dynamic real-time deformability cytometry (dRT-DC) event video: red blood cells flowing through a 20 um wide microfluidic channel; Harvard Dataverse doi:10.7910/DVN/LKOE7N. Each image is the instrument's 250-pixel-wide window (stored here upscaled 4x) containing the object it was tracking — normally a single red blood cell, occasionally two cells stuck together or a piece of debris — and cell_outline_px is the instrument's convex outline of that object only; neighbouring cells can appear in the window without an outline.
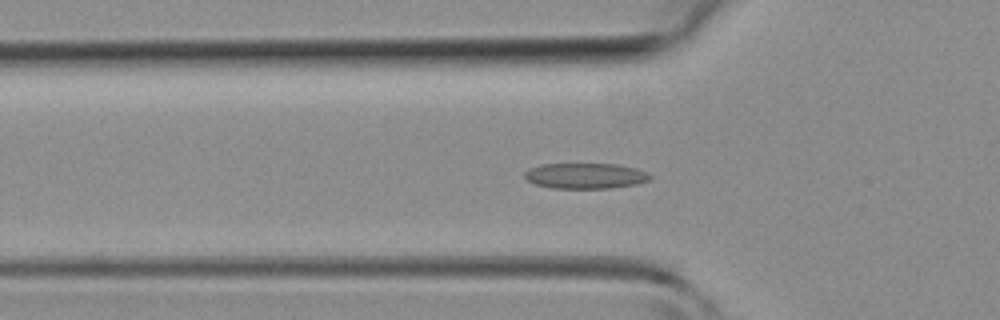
{"species": "common noctule bat (a hibernating species)", "species_latin": "Nyctalus noctula", "temperature_condition": "room temperature", "stored_images_in_passage": 35, "camera_frame_rate_fps": 3000, "um_per_image_px": 0.085, "animal": {"sex": "female", "body_mass_g": 19.3, "forearm_length_mm": 54.1}, "frame": {"image": 1, "passage_image": 9, "time_ms": 2.667, "image_size_px": [1000, 320], "cell_outline_px": [[652, 176], [648, 180], [636, 184], [612, 188], [552, 188], [536, 184], [524, 180], [524, 172], [528, 168], [540, 164], [616, 164], [636, 168], [648, 172]], "centroid_in_image_um": [49.72, 14.94], "position_along_channel_um": 76.1, "area_um2": 18.84}}
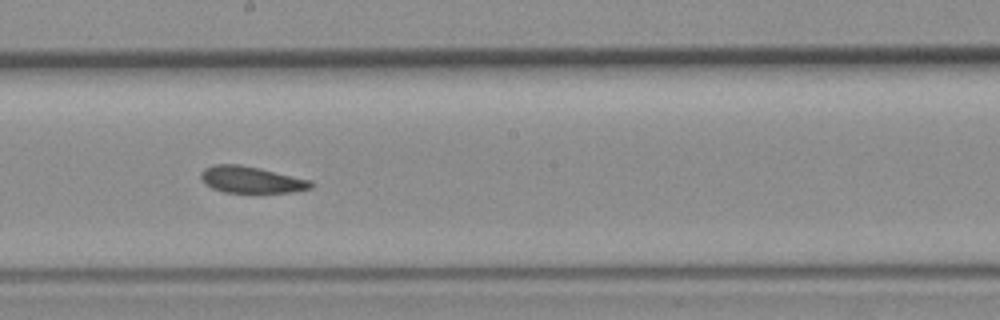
{"frame": {"image": 2, "passage_image": 19, "time_ms": 6.0, "image_size_px": [1000, 320], "cell_outline_px": [[312, 188], [292, 192], [224, 192], [212, 188], [204, 184], [200, 176], [200, 172], [204, 168], [216, 164], [240, 164], [260, 168], [312, 180]], "centroid_in_image_um": [21.34, 15.26], "position_along_channel_um": 226.9, "area_um2": 17.11}}
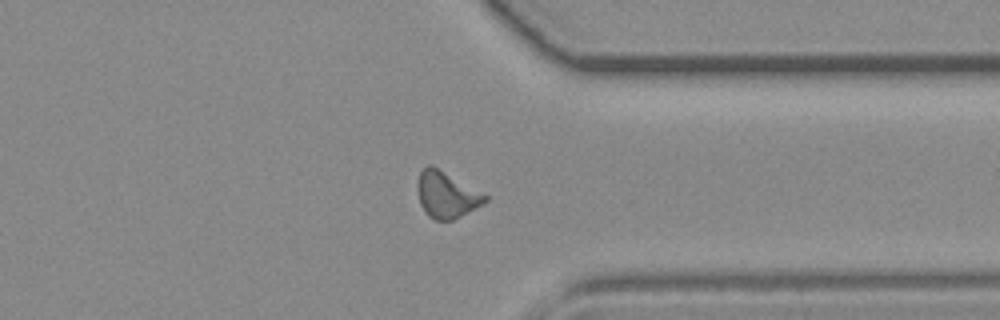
{"frame": {"image": 3, "passage_image": 29, "time_ms": 9.333, "image_size_px": [1000, 320], "cell_outline_px": [[488, 200], [460, 216], [452, 220], [436, 220], [428, 216], [424, 212], [420, 204], [416, 188], [416, 184], [420, 172], [428, 164], [432, 164], [488, 196]], "centroid_in_image_um": [37.9, 16.54], "position_along_channel_um": 373.5, "area_um2": 18.15}}